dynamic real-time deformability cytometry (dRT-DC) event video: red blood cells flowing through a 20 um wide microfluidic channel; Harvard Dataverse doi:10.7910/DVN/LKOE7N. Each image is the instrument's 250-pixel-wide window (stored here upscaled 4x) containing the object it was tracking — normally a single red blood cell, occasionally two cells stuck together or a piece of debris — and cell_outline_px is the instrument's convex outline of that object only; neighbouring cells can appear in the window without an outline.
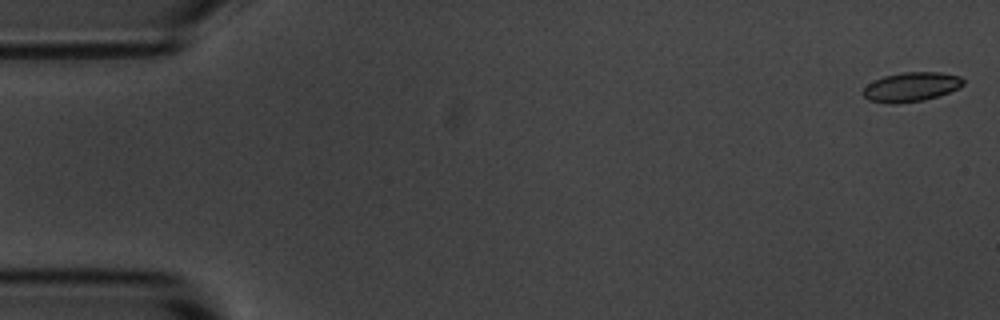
{"species": "common noctule bat (a hibernating species)", "species_latin": "Nyctalus noctula", "temperature_condition": "room temperature", "stored_images_in_passage": 56, "camera_frame_rate_fps": 3000, "um_per_image_px": 0.085, "animal": {"sex": "male", "body_mass_g": 20.1, "forearm_length_mm": 53.5}, "frame": {"image": 1, "passage_image": 1, "time_ms": 0.0, "image_size_px": [1000, 320], "cell_outline_px": [[964, 84], [960, 88], [924, 100], [896, 104], [888, 104], [868, 100], [864, 96], [864, 88], [868, 84], [884, 76], [900, 72], [940, 72], [960, 76], [964, 80]], "centroid_in_image_um": [77.46, 7.39], "position_along_channel_um": 7.5, "area_um2": 17.11}}
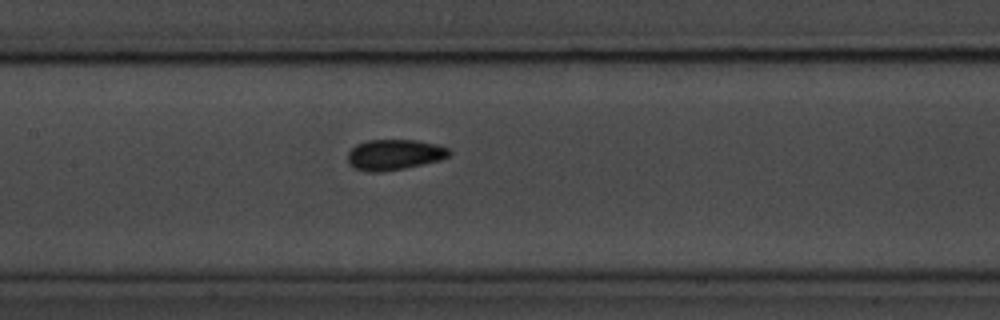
{"frame": {"image": 2, "passage_image": 26, "time_ms": 8.333, "image_size_px": [1000, 320], "cell_outline_px": [[452, 152], [448, 156], [440, 160], [404, 168], [380, 172], [368, 172], [356, 168], [348, 164], [348, 152], [356, 144], [368, 140], [416, 140], [436, 144], [448, 148]], "centroid_in_image_um": [33.51, 13.14], "position_along_channel_um": 173.9, "area_um2": 18.03}}
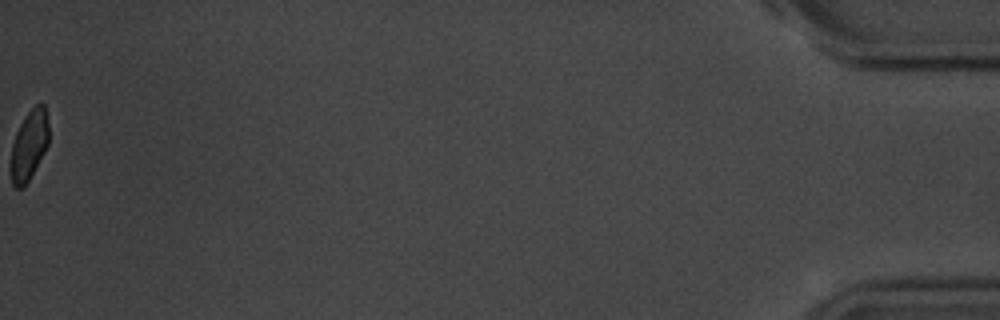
{"frame": {"image": 3, "passage_image": 56, "time_ms": 18.333, "image_size_px": [1000, 320], "cell_outline_px": [[48, 144], [44, 152], [28, 180], [20, 188], [16, 188], [12, 184], [12, 144], [16, 132], [20, 124], [28, 112], [36, 104], [44, 104], [48, 124]], "centroid_in_image_um": [2.48, 12.3], "position_along_channel_um": 432.7, "area_um2": 14.85}, "authors_computed_cell_mechanics": {"area_um2": 17.2822, "velocity_mm_per_s": 3.6118, "shape_relaxation_time_tau1_ms": 4.2583, "shape_relaxation_time_tau2_ms": 1.7464, "deformation_change_tau1": 0.0936, "deformation_change_tau2": 0.039}}